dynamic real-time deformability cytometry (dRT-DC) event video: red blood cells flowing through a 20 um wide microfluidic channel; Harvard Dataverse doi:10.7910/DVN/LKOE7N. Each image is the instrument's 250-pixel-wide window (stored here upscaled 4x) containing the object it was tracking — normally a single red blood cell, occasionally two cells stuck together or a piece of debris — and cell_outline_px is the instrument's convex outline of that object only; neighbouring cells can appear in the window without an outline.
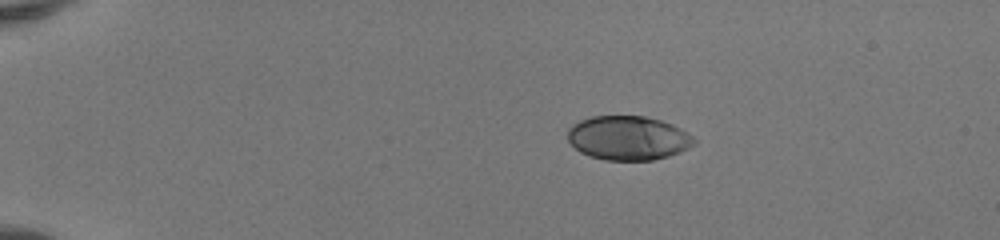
{"species": "human", "species_latin": "Homo sapiens", "temperature_condition": "room temperature", "stored_images_in_passage": 41, "camera_frame_rate_fps": 3000, "um_per_image_px": 0.085, "donor": {"sex": "female"}, "frame": {"image": 1, "passage_image": 1, "time_ms": 0.0, "image_size_px": [1000, 240], "cell_outline_px": [[696, 144], [680, 152], [668, 156], [652, 160], [604, 160], [588, 156], [580, 152], [568, 140], [568, 128], [572, 124], [580, 120], [592, 116], [644, 116], [660, 120], [672, 124], [688, 132], [696, 140]], "centroid_in_image_um": [53.39, 11.73], "position_along_channel_um": 31.6, "area_um2": 32.66}}
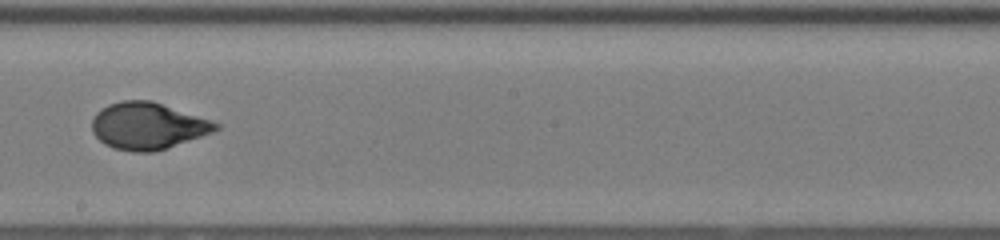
{"frame": {"image": 2, "passage_image": 22, "time_ms": 7.0, "image_size_px": [1000, 240], "cell_outline_px": [[220, 128], [212, 132], [152, 152], [132, 152], [112, 148], [104, 144], [92, 132], [92, 120], [96, 112], [100, 108], [108, 104], [124, 100], [152, 100], [220, 124]], "centroid_in_image_um": [12.49, 10.69], "position_along_channel_um": 235.7, "area_um2": 33.41}}
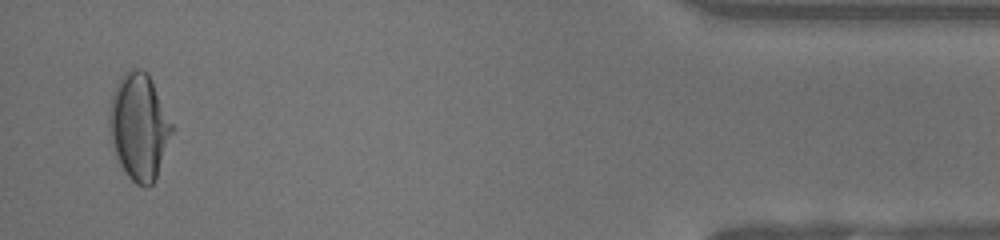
{"frame": {"image": 3, "passage_image": 40, "time_ms": 13.0, "image_size_px": [1000, 240], "cell_outline_px": [[172, 132], [156, 180], [148, 188], [144, 188], [136, 184], [124, 172], [120, 164], [112, 144], [108, 124], [108, 116], [112, 96], [120, 76], [128, 68], [140, 68], [148, 72], [172, 124]], "centroid_in_image_um": [11.8, 10.77], "position_along_channel_um": 423.4, "area_um2": 38.78}, "authors_computed_cell_mechanics": {"area_um2": 33.6974, "velocity_mm_per_s": 4.1626, "shape_relaxation_time_tau1_ms": 5.4109, "shape_relaxation_time_tau2_ms": null, "deformation_change_tau1": 0.232, "deformation_change_tau2": null}}